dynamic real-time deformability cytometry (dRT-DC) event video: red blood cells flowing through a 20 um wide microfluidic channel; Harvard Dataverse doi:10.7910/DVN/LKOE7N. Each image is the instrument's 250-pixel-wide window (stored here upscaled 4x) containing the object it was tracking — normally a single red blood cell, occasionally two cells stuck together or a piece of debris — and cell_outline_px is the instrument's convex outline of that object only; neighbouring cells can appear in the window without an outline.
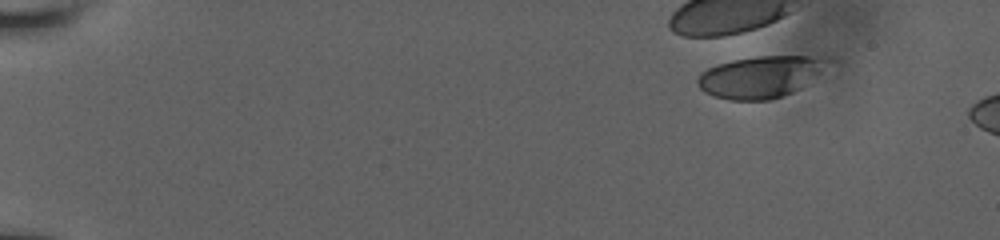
{"species": "human", "species_latin": "Homo sapiens", "temperature_condition": "room temperature", "stored_images_in_passage": 5, "camera_frame_rate_fps": 3000, "um_per_image_px": 0.085, "donor": {"sex": "male"}, "frame": {"image": 1, "passage_image": 1, "time_ms": 0.0, "image_size_px": [1000, 240], "cell_outline_px": [[820, 72], [800, 88], [784, 96], [768, 100], [728, 100], [712, 96], [704, 92], [696, 84], [696, 80], [700, 72], [716, 64], [732, 60], [756, 56], [804, 56], [820, 60]], "centroid_in_image_um": [64.43, 6.57], "position_along_channel_um": 20.6, "area_um2": 30.87}}